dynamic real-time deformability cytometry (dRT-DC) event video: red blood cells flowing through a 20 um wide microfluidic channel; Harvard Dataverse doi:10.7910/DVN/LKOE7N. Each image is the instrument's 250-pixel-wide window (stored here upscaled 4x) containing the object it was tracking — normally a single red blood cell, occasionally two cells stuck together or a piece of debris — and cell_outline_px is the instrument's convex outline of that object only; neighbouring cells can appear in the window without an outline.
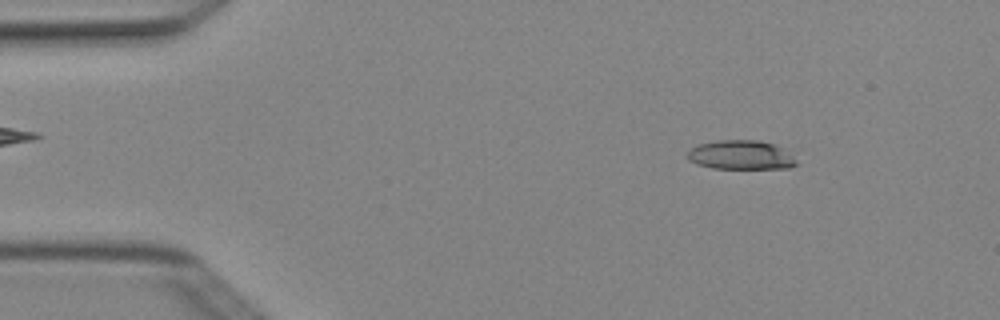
{"species": "Egyptian fruit bat (a non-hibernating species)", "species_latin": "Rousettus aegyptiacus", "temperature_condition": "cold", "stored_images_in_passage": 5, "camera_frame_rate_fps": 3000, "um_per_image_px": 0.085, "animal": {"sex": "female"}, "frame": {"image": 1, "passage_image": 5, "time_ms": 1.333, "image_size_px": [1000, 320], "cell_outline_px": [[796, 164], [792, 168], [712, 168], [696, 164], [688, 160], [688, 148], [696, 144], [720, 140], [760, 140], [776, 144], [784, 148], [796, 160]], "centroid_in_image_um": [62.96, 13.16], "position_along_channel_um": 22.0, "area_um2": 18.73}}